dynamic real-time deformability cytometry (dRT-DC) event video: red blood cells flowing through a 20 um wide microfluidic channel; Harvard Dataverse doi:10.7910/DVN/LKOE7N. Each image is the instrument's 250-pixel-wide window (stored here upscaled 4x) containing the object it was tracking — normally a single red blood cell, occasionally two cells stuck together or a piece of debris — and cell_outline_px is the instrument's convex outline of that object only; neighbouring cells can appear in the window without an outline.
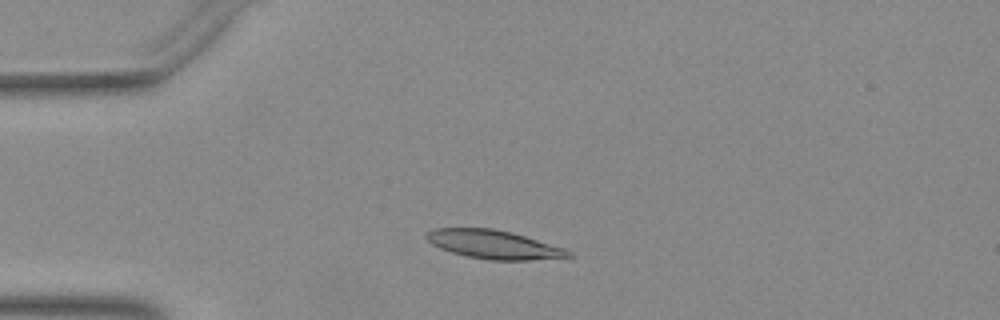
{"species": "Egyptian fruit bat (a non-hibernating species)", "species_latin": "Rousettus aegyptiacus", "temperature_condition": "warm", "stored_images_in_passage": 39, "camera_frame_rate_fps": 3000, "um_per_image_px": 0.085, "animal": {"sex": "female"}, "frame": {"image": 1, "passage_image": 1, "time_ms": 0.0, "image_size_px": [1000, 320], "cell_outline_px": [[572, 256], [528, 260], [492, 260], [468, 256], [452, 252], [440, 248], [432, 244], [424, 236], [424, 232], [432, 228], [492, 228], [512, 232], [564, 248], [572, 252]], "centroid_in_image_um": [41.91, 20.76], "position_along_channel_um": 43.1, "area_um2": 23.52}}
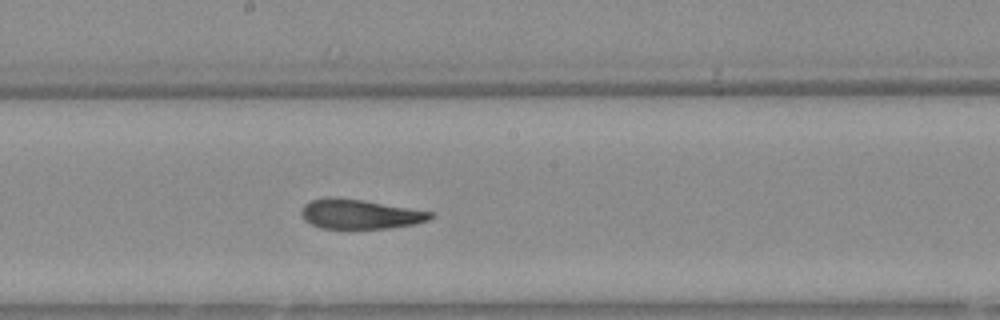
{"frame": {"image": 2, "passage_image": 16, "time_ms": 5.0, "image_size_px": [1000, 320], "cell_outline_px": [[432, 216], [428, 220], [412, 224], [388, 228], [320, 228], [304, 220], [300, 216], [300, 212], [304, 204], [312, 200], [332, 196], [364, 200], [432, 212]], "centroid_in_image_um": [30.52, 18.19], "position_along_channel_um": 217.7, "area_um2": 22.08}}
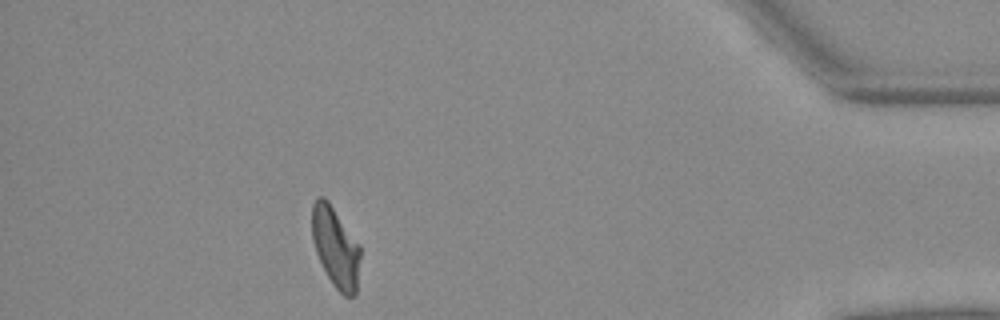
{"frame": {"image": 3, "passage_image": 34, "time_ms": 11.0, "image_size_px": [1000, 320], "cell_outline_px": [[360, 256], [356, 296], [344, 296], [332, 284], [316, 252], [312, 236], [312, 204], [320, 196], [324, 196], [328, 200], [360, 244]], "centroid_in_image_um": [28.54, 21.0], "position_along_channel_um": 406.7, "area_um2": 22.54}}